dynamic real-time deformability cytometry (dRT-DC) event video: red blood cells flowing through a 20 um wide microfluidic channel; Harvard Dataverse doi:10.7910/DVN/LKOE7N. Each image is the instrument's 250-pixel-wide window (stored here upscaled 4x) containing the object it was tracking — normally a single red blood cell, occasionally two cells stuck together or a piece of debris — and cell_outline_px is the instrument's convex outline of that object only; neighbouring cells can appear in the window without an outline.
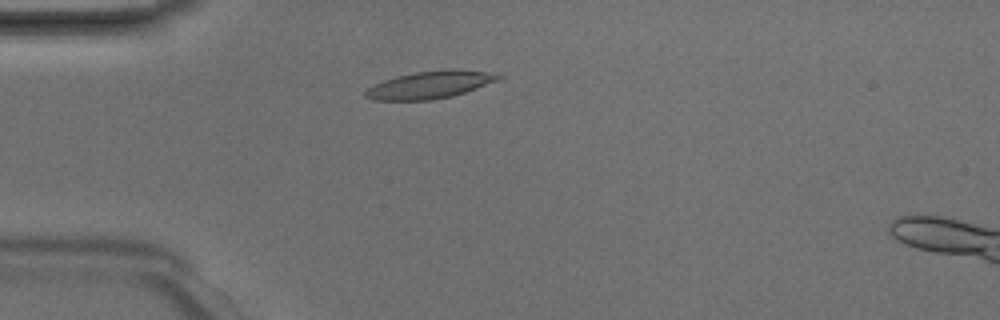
{"species": "Egyptian fruit bat (a non-hibernating species)", "species_latin": "Rousettus aegyptiacus", "temperature_condition": "room temperature", "stored_images_in_passage": 4, "camera_frame_rate_fps": 3000, "um_per_image_px": 0.085, "animal": {"sex": "male"}, "frame": {"image": 1, "passage_image": 3, "time_ms": 0.667, "image_size_px": [1000, 320], "cell_outline_px": [[504, 76], [500, 80], [452, 96], [432, 100], [372, 100], [364, 96], [364, 92], [368, 88], [384, 80], [396, 76], [416, 72], [452, 68], [504, 72]], "centroid_in_image_um": [36.67, 7.18], "position_along_channel_um": 48.3, "area_um2": 21.68}}